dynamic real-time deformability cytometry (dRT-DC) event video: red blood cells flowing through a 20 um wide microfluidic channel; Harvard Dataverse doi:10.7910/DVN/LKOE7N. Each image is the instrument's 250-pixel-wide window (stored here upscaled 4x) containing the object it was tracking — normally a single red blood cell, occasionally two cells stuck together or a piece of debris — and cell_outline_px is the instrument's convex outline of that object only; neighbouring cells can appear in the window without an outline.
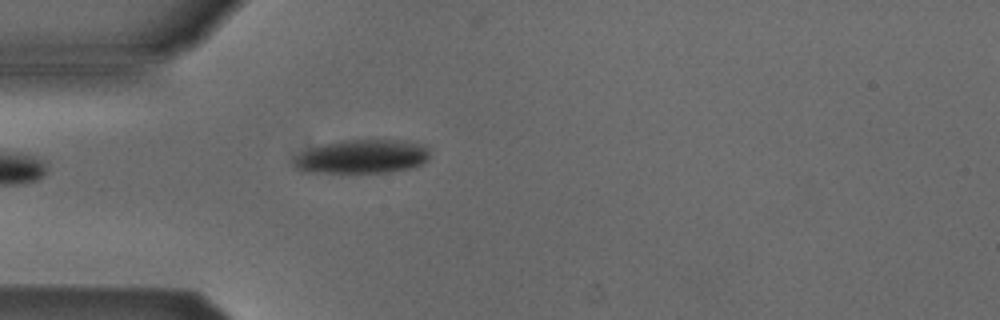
{"species": "Egyptian fruit bat (a non-hibernating species)", "species_latin": "Rousettus aegyptiacus", "temperature_condition": "cold", "stored_images_in_passage": 3, "camera_frame_rate_fps": 3000, "um_per_image_px": 0.085, "animal": {"sex": "male"}, "frame": {"image": 1, "passage_image": 3, "time_ms": 2.333, "image_size_px": [1000, 320], "cell_outline_px": [[432, 156], [424, 164], [412, 168], [388, 172], [304, 172], [296, 168], [292, 160], [296, 156], [312, 148], [324, 144], [340, 140], [404, 140], [424, 144], [428, 148]], "centroid_in_image_um": [30.86, 13.3], "position_along_channel_um": 54.1, "area_um2": 26.99}}